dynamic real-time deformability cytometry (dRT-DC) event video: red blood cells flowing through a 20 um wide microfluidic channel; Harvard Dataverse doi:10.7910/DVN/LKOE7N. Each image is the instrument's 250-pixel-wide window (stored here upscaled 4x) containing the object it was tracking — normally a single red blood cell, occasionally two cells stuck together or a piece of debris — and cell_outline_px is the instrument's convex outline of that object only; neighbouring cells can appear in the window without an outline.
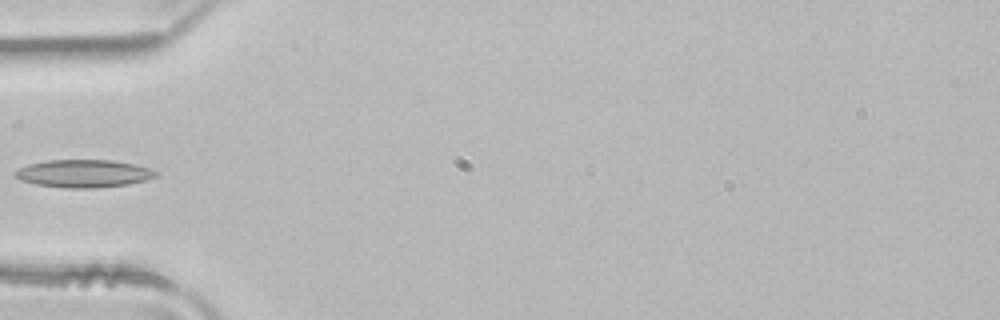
{"species": "common noctule bat (a hibernating species)", "species_latin": "Nyctalus noctula", "temperature_condition": "room temperature", "stored_images_in_passage": 4, "camera_frame_rate_fps": 3000, "um_per_image_px": 0.085, "animal": {"sex": "male", "body_mass_g": 21.5, "forearm_length_mm": 52.0}, "frame": {"image": 1, "passage_image": 4, "time_ms": 1.0, "image_size_px": [1000, 320], "cell_outline_px": [[160, 172], [156, 176], [144, 180], [128, 184], [96, 188], [64, 188], [36, 184], [20, 180], [12, 176], [12, 172], [28, 164], [48, 160], [112, 160], [136, 164]], "centroid_in_image_um": [7.08, 14.75], "position_along_channel_um": 77.9, "area_um2": 22.89}}